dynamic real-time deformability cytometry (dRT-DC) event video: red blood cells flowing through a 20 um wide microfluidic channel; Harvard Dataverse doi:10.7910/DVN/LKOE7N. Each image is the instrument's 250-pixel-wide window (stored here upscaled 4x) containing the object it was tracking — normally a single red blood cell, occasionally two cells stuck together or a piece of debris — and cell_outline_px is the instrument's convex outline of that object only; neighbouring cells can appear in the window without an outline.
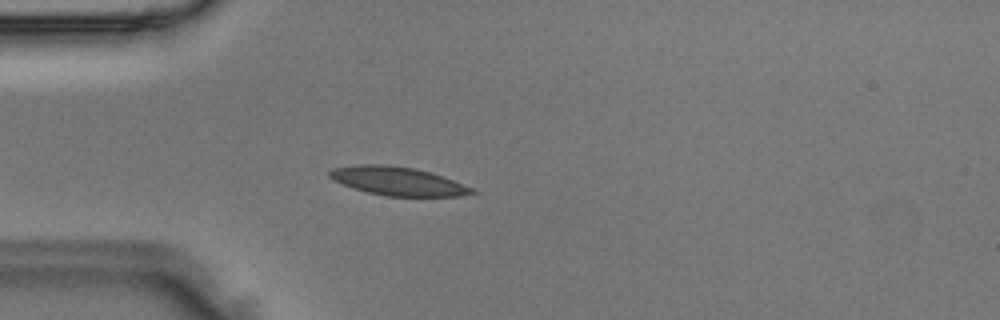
{"species": "Egyptian fruit bat (a non-hibernating species)", "species_latin": "Rousettus aegyptiacus", "temperature_condition": "room temperature", "stored_images_in_passage": 39, "camera_frame_rate_fps": 3000, "um_per_image_px": 0.085, "animal": {"sex": "male"}, "frame": {"image": 1, "passage_image": 7, "time_ms": 2.0, "image_size_px": [1000, 320], "cell_outline_px": [[480, 192], [460, 196], [388, 196], [368, 192], [352, 188], [332, 180], [328, 176], [328, 172], [332, 168], [356, 164], [388, 164], [412, 168], [432, 172], [476, 188]], "centroid_in_image_um": [33.84, 15.39], "position_along_channel_um": 51.2, "area_um2": 24.04}}
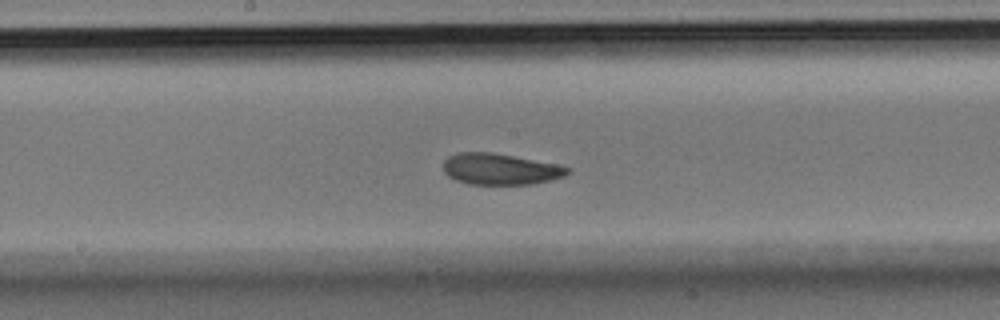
{"frame": {"image": 2, "passage_image": 19, "time_ms": 6.0, "image_size_px": [1000, 320], "cell_outline_px": [[572, 172], [564, 176], [552, 180], [532, 184], [468, 184], [456, 180], [448, 176], [444, 172], [444, 160], [448, 156], [456, 152], [492, 152], [556, 164], [572, 168]], "centroid_in_image_um": [42.53, 14.37], "position_along_channel_um": 205.7, "area_um2": 22.72}}
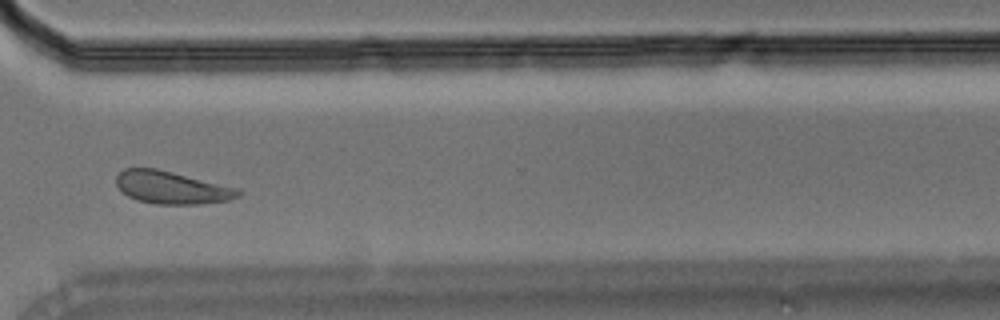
{"frame": {"image": 3, "passage_image": 30, "time_ms": 9.667, "image_size_px": [1000, 320], "cell_outline_px": [[244, 192], [240, 196], [228, 200], [200, 204], [156, 204], [136, 200], [128, 196], [116, 184], [116, 176], [124, 168], [156, 168], [240, 188]], "centroid_in_image_um": [14.63, 15.94], "position_along_channel_um": 356.0, "area_um2": 23.29}}